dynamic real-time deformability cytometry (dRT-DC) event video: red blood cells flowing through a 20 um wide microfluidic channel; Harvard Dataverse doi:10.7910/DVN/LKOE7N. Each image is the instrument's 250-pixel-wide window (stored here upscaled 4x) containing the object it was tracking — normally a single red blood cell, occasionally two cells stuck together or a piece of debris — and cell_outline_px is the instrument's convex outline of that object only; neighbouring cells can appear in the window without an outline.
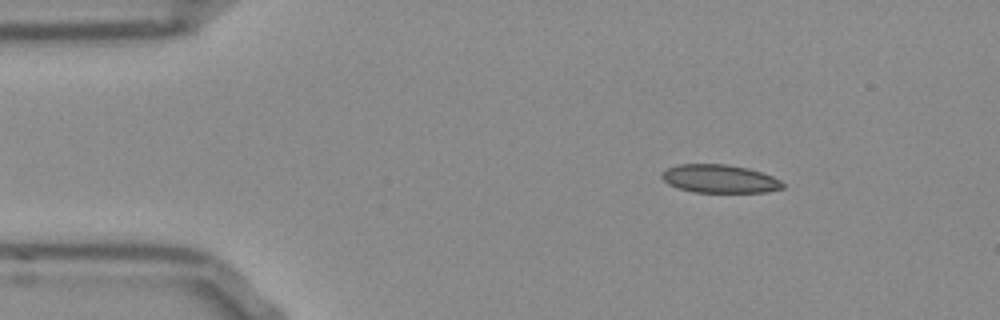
{"species": "Egyptian fruit bat (a non-hibernating species)", "species_latin": "Rousettus aegyptiacus", "temperature_condition": "room temperature", "stored_images_in_passage": 8, "camera_frame_rate_fps": 3000, "um_per_image_px": 0.085, "frame": {"image": 1, "passage_image": 1, "time_ms": 0.0, "image_size_px": [1000, 320], "cell_outline_px": [[784, 188], [768, 192], [696, 192], [680, 188], [668, 184], [660, 176], [660, 172], [668, 168], [680, 164], [728, 164], [748, 168], [772, 176], [780, 180], [784, 184]], "centroid_in_image_um": [61.17, 15.19], "position_along_channel_um": 23.8, "area_um2": 19.88}}